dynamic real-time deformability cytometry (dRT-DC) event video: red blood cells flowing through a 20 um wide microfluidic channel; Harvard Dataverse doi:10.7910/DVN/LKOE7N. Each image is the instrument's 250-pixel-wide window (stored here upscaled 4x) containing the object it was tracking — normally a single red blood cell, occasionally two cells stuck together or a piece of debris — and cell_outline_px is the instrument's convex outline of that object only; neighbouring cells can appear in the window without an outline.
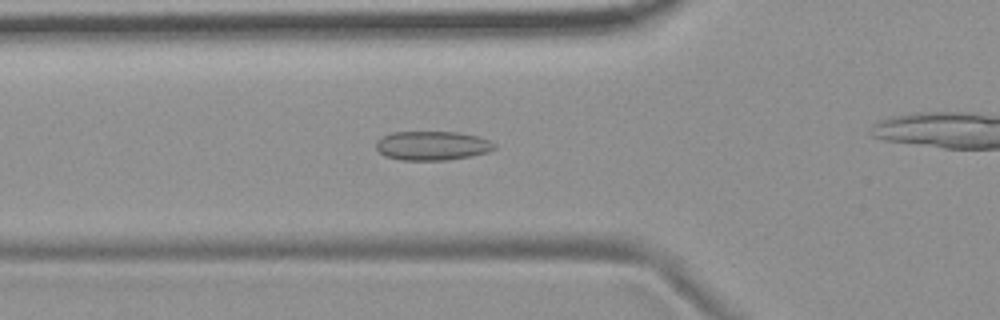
{"species": "common noctule bat (a hibernating species)", "species_latin": "Nyctalus noctula", "temperature_condition": "room temperature", "stored_images_in_passage": 44, "camera_frame_rate_fps": 3000, "um_per_image_px": 0.085, "animal": {"sex": "female", "body_mass_g": 19.9}, "frame": {"image": 1, "passage_image": 19, "time_ms": 6.0, "image_size_px": [1000, 320], "cell_outline_px": [[496, 148], [488, 152], [448, 160], [400, 160], [384, 156], [376, 148], [376, 140], [380, 136], [392, 132], [456, 132], [476, 136], [488, 140], [496, 144]], "centroid_in_image_um": [36.69, 12.38], "position_along_channel_um": 89.1, "area_um2": 20.11}}
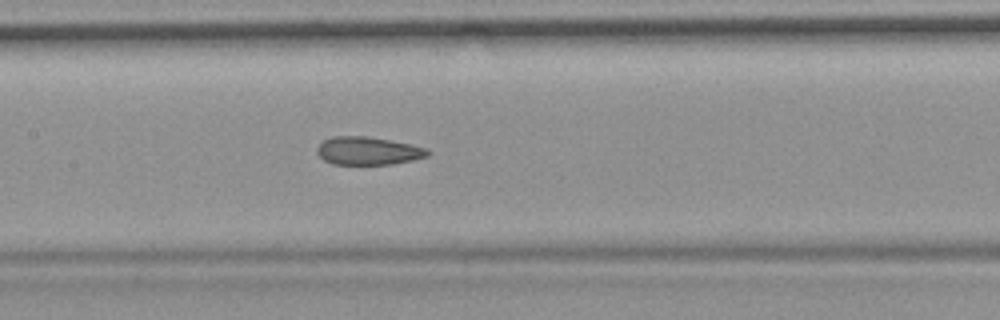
{"frame": {"image": 2, "passage_image": 26, "time_ms": 8.333, "image_size_px": [1000, 320], "cell_outline_px": [[432, 152], [428, 156], [412, 160], [392, 164], [332, 164], [324, 160], [316, 152], [316, 148], [324, 140], [332, 136], [364, 136], [412, 144], [428, 148]], "centroid_in_image_um": [31.3, 12.82], "position_along_channel_um": 176.1, "area_um2": 18.09}}